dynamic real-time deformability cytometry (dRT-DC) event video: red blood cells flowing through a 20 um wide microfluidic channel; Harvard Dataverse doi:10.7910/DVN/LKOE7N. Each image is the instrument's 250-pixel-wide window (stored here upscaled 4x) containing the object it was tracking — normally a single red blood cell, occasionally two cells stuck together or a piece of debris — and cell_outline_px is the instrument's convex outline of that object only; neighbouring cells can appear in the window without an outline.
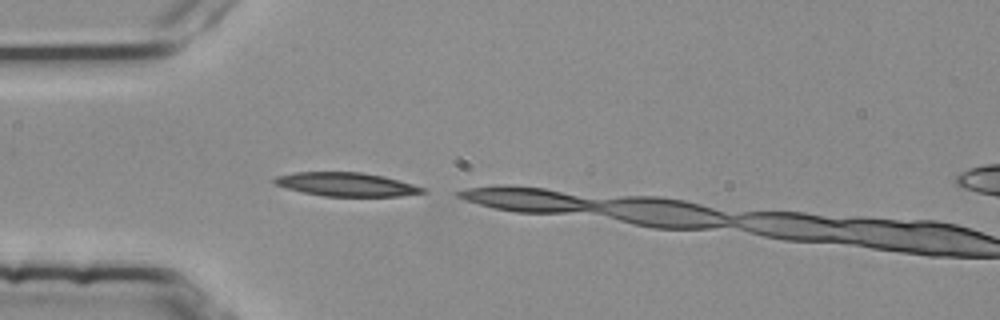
{"species": "common noctule bat (a hibernating species)", "species_latin": "Nyctalus noctula", "temperature_condition": "room temperature", "stored_images_in_passage": 3, "camera_frame_rate_fps": 3000, "um_per_image_px": 0.085, "animal": {"sex": "female", "body_mass_g": 25.1}, "frame": {"image": 1, "passage_image": 1, "time_ms": 0.0, "image_size_px": [1000, 320], "cell_outline_px": [[428, 192], [400, 196], [324, 196], [304, 192], [288, 188], [276, 184], [272, 180], [276, 176], [296, 172], [360, 172], [384, 176], [412, 184], [424, 188]], "centroid_in_image_um": [29.46, 15.67], "position_along_channel_um": 55.5, "area_um2": 20.23}}